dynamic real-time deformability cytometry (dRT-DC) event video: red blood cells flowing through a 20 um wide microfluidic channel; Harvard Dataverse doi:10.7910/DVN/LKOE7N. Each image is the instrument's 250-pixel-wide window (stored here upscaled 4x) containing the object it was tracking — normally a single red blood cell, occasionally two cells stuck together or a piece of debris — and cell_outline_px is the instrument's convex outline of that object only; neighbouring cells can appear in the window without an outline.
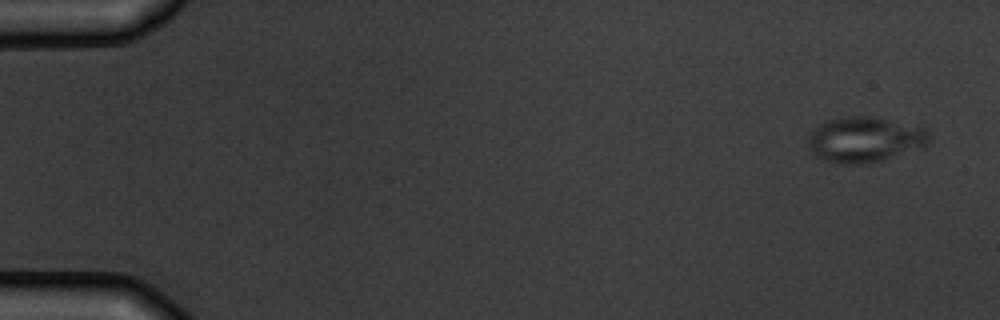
{"species": "common noctule bat (a hibernating species)", "species_latin": "Nyctalus noctula", "temperature_condition": "warm", "stored_images_in_passage": 5, "camera_frame_rate_fps": 3000, "um_per_image_px": 0.085, "animal": {"sex": "male", "body_mass_g": 19.5, "forearm_length_mm": 54.6}, "frame": {"image": 1, "passage_image": 1, "time_ms": 0.0, "image_size_px": [1000, 320], "cell_outline_px": [[932, 136], [924, 148], [868, 164], [840, 164], [820, 160], [808, 148], [808, 132], [812, 128], [824, 120], [840, 116], [872, 116], [928, 128]], "centroid_in_image_um": [73.49, 11.86], "position_along_channel_um": 11.5, "area_um2": 33.12}}